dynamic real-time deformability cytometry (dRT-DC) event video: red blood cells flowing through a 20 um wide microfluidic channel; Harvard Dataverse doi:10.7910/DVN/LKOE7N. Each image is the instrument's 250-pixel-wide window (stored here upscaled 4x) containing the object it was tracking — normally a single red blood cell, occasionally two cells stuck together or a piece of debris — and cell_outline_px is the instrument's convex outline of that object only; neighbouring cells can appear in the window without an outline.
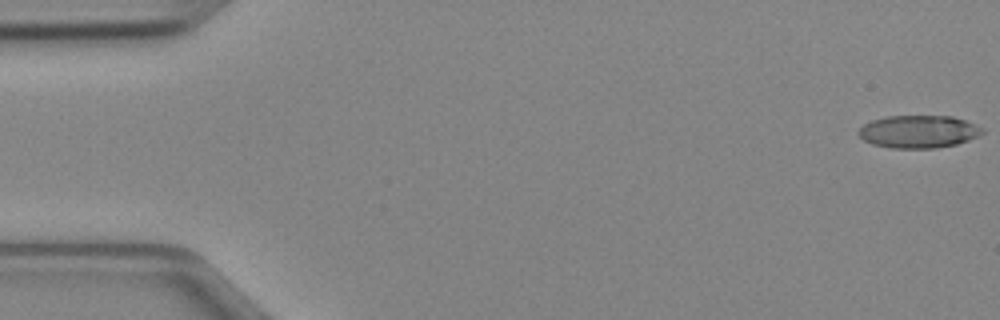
{"species": "Egyptian fruit bat (a non-hibernating species)", "species_latin": "Rousettus aegyptiacus", "temperature_condition": "cold", "stored_images_in_passage": 6, "camera_frame_rate_fps": 3000, "um_per_image_px": 0.085, "animal": {"sex": "female"}, "frame": {"image": 1, "passage_image": 1, "time_ms": 0.0, "image_size_px": [1000, 320], "cell_outline_px": [[984, 132], [980, 136], [956, 144], [936, 148], [892, 148], [872, 144], [864, 140], [856, 132], [864, 124], [872, 120], [888, 116], [952, 116], [964, 120], [984, 128]], "centroid_in_image_um": [78.08, 11.19], "position_along_channel_um": 6.9, "area_um2": 23.58}}